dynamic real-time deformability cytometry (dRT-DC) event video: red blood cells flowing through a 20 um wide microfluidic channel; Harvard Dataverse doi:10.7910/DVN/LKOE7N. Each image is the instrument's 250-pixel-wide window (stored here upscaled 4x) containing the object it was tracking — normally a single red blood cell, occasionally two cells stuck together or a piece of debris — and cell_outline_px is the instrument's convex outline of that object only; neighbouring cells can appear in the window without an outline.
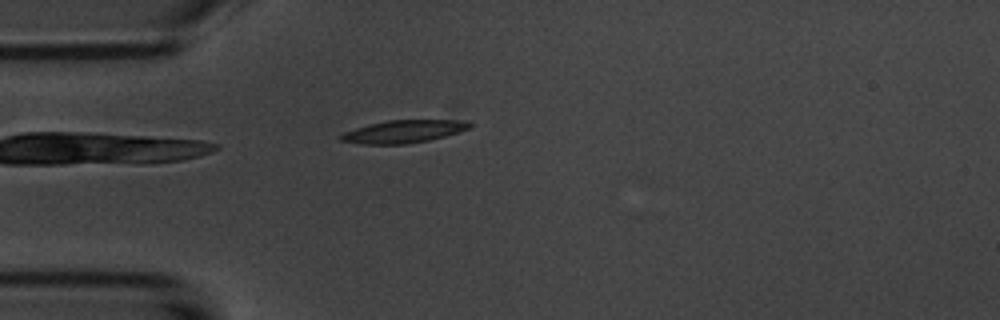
{"species": "common noctule bat (a hibernating species)", "species_latin": "Nyctalus noctula", "temperature_condition": "room temperature", "stored_images_in_passage": 40, "camera_frame_rate_fps": 3000, "um_per_image_px": 0.085, "animal": {"sex": "male", "body_mass_g": 20.1, "forearm_length_mm": 53.5}, "frame": {"image": 1, "passage_image": 1, "time_ms": 0.0, "image_size_px": [1000, 320], "cell_outline_px": [[472, 124], [468, 128], [444, 136], [428, 140], [404, 144], [364, 144], [340, 140], [340, 136], [344, 132], [356, 128], [388, 120], [456, 120]], "centroid_in_image_um": [34.26, 11.18], "position_along_channel_um": 50.7, "area_um2": 16.47}}
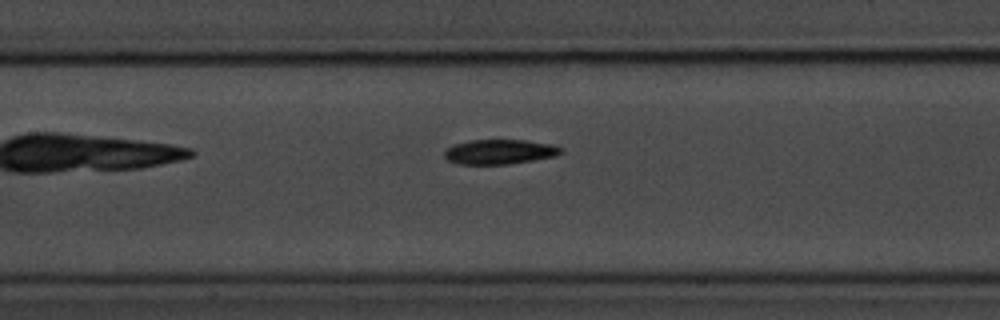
{"frame": {"image": 2, "passage_image": 11, "time_ms": 3.333, "image_size_px": [1000, 320], "cell_outline_px": [[564, 152], [556, 156], [508, 164], [456, 164], [448, 160], [444, 156], [444, 152], [452, 144], [468, 140], [524, 140], [552, 144], [564, 148]], "centroid_in_image_um": [42.47, 12.9], "position_along_channel_um": 164.9, "area_um2": 16.94}}
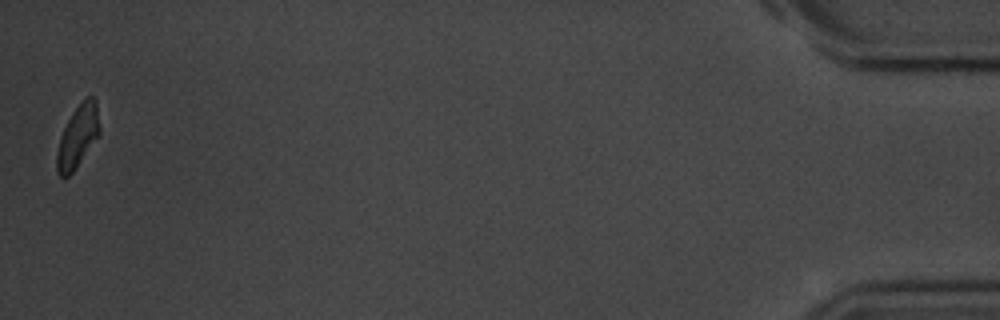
{"frame": {"image": 3, "passage_image": 40, "time_ms": 13.0, "image_size_px": [1000, 320], "cell_outline_px": [[100, 136], [72, 172], [68, 176], [60, 176], [56, 172], [56, 152], [60, 136], [72, 112], [84, 96], [92, 96], [96, 100], [100, 128]], "centroid_in_image_um": [6.62, 11.57], "position_along_channel_um": 428.6, "area_um2": 15.78}, "authors_computed_cell_mechanics": {"area_um2": 16.9065, "velocity_mm_per_s": 3.6944, "shape_relaxation_time_tau1_ms": 4.1348, "shape_relaxation_time_tau2_ms": null, "deformation_change_tau1": 0.1604, "deformation_change_tau2": null}}